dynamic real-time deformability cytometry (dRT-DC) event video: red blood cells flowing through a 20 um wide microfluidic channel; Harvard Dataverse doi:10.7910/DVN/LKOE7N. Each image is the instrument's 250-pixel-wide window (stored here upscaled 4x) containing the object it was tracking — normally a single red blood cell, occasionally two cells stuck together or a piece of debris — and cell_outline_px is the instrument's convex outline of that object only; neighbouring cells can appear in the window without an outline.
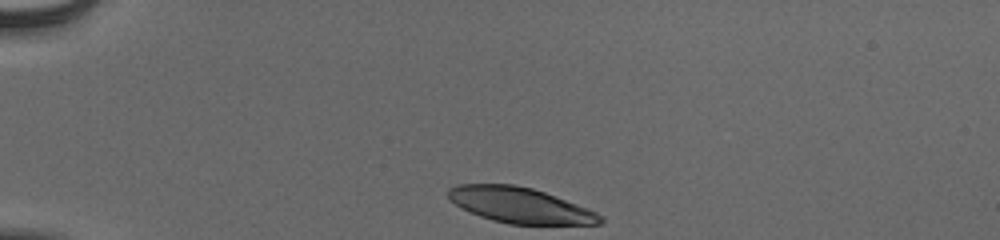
{"species": "human", "species_latin": "Homo sapiens", "temperature_condition": "cold", "stored_images_in_passage": 34, "camera_frame_rate_fps": 3000, "um_per_image_px": 0.085, "donor": {"sex": "male"}, "frame": {"image": 1, "passage_image": 1, "time_ms": 0.0, "image_size_px": [1000, 240], "cell_outline_px": [[604, 220], [600, 224], [508, 224], [492, 220], [468, 212], [460, 208], [448, 196], [448, 188], [460, 184], [516, 184], [532, 188], [544, 192], [588, 208], [604, 216]], "centroid_in_image_um": [44.21, 17.44], "position_along_channel_um": 40.8, "area_um2": 31.44}}
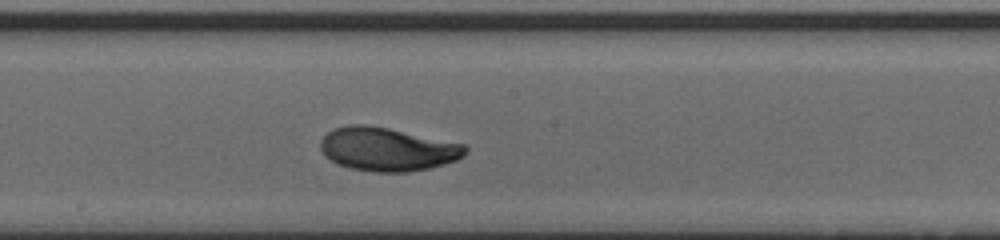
{"frame": {"image": 2, "passage_image": 19, "time_ms": 6.0, "image_size_px": [1000, 240], "cell_outline_px": [[468, 152], [464, 156], [456, 160], [444, 164], [428, 168], [408, 172], [372, 172], [348, 168], [324, 156], [320, 148], [320, 140], [332, 128], [348, 124], [368, 124], [388, 128], [464, 144], [468, 148]], "centroid_in_image_um": [32.91, 12.68], "position_along_channel_um": 215.3, "area_um2": 36.88}}
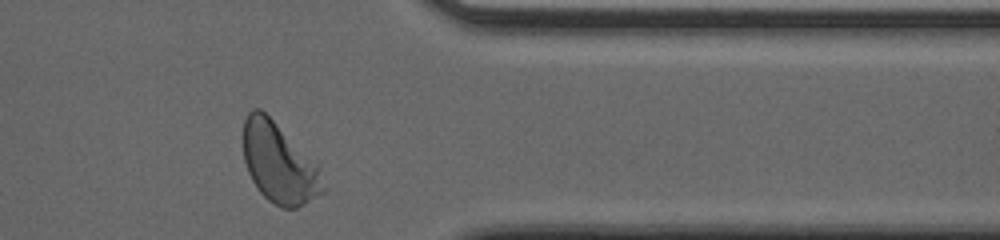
{"frame": {"image": 3, "passage_image": 33, "time_ms": 10.667, "image_size_px": [1000, 240], "cell_outline_px": [[324, 192], [304, 204], [296, 208], [280, 208], [268, 200], [256, 188], [248, 172], [244, 160], [244, 120], [248, 112], [252, 108], [260, 108], [320, 168], [324, 188]], "centroid_in_image_um": [23.69, 13.9], "position_along_channel_um": 387.7, "area_um2": 36.53}, "authors_computed_cell_mechanics": {"area_um2": 35.3158, "velocity_mm_per_s": 3.8457, "shape_relaxation_time_tau1_ms": 2.5003, "shape_relaxation_time_tau2_ms": 1.4119, "deformation_change_tau1": 0.1442, "deformation_change_tau2": 0.0632}}